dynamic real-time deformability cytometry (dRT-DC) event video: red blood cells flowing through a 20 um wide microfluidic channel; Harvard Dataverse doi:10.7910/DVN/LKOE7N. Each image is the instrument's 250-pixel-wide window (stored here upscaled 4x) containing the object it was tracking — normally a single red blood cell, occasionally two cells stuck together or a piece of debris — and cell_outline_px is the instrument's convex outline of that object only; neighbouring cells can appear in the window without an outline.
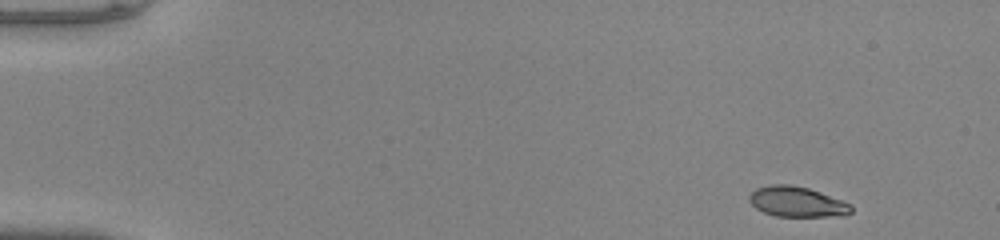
{"species": "common noctule bat (a hibernating species)", "species_latin": "Nyctalus noctula", "temperature_condition": "warm", "stored_images_in_passage": 47, "camera_frame_rate_fps": 3000, "um_per_image_px": 0.085, "animal": {"sex": "male", "body_mass_g": 20.0, "forearm_length_mm": 53.3}, "frame": {"image": 1, "passage_image": 1, "time_ms": 0.0, "image_size_px": [1000, 240], "cell_outline_px": [[852, 212], [824, 216], [776, 216], [764, 212], [756, 208], [748, 200], [748, 196], [756, 188], [772, 184], [792, 184], [808, 188], [820, 192], [852, 204]], "centroid_in_image_um": [67.69, 17.13], "position_along_channel_um": 17.3, "area_um2": 17.74}}
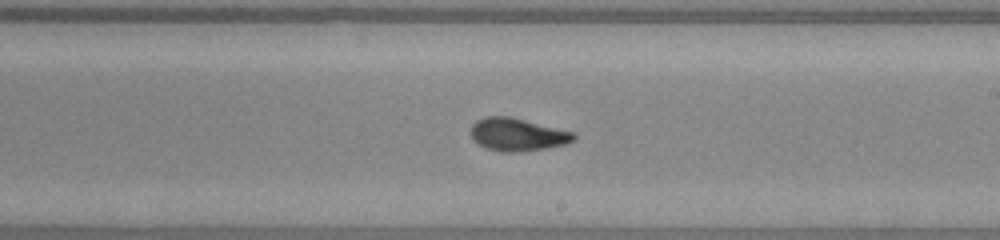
{"frame": {"image": 2, "passage_image": 27, "time_ms": 8.667, "image_size_px": [1000, 240], "cell_outline_px": [[576, 136], [572, 140], [564, 144], [544, 148], [512, 152], [500, 152], [488, 148], [472, 140], [472, 124], [476, 120], [484, 116], [508, 116], [576, 132]], "centroid_in_image_um": [43.97, 11.42], "position_along_channel_um": 245.0, "area_um2": 19.42}}
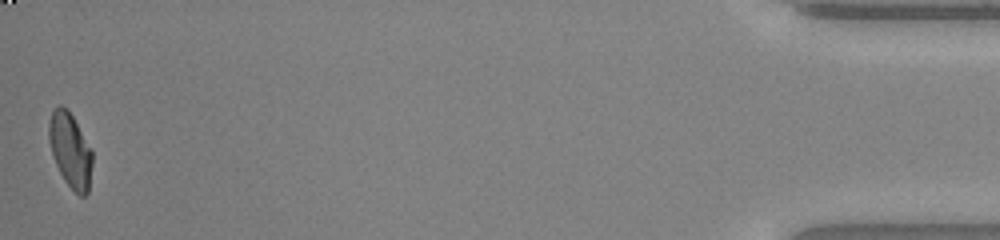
{"frame": {"image": 3, "passage_image": 47, "time_ms": 15.333, "image_size_px": [1000, 240], "cell_outline_px": [[92, 164], [88, 192], [84, 196], [80, 196], [64, 180], [56, 164], [48, 140], [48, 124], [52, 112], [60, 104], [68, 108], [92, 152]], "centroid_in_image_um": [5.96, 12.75], "position_along_channel_um": 429.2, "area_um2": 18.55}, "authors_computed_cell_mechanics": {"area_um2": 19.1318, "velocity_mm_per_s": 4.0788, "shape_relaxation_time_tau1_ms": 5.1808, "shape_relaxation_time_tau2_ms": 1.0682, "deformation_change_tau1": 0.1903, "deformation_change_tau2": 0.0582}}